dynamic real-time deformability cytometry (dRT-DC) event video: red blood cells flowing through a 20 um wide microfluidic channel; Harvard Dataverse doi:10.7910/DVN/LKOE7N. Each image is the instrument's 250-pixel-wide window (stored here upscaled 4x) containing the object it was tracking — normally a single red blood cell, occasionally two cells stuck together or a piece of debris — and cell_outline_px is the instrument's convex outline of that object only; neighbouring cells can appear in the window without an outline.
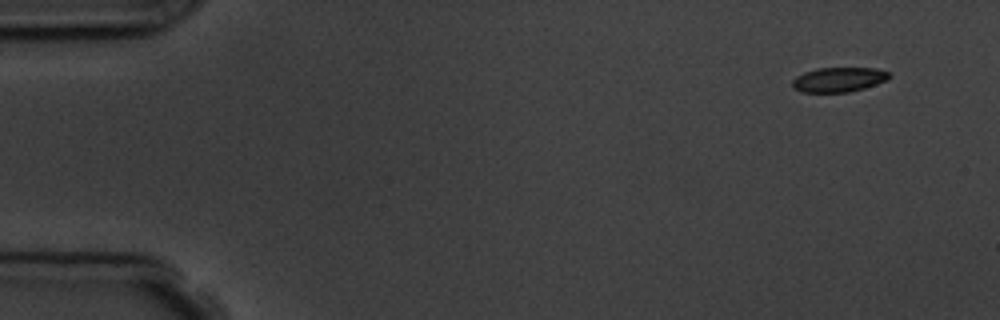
{"species": "common noctule bat (a hibernating species)", "species_latin": "Nyctalus noctula", "temperature_condition": "room temperature", "stored_images_in_passage": 7, "camera_frame_rate_fps": 3000, "um_per_image_px": 0.085, "animal": {"sex": "male", "body_mass_g": 19.5, "forearm_length_mm": 54.6}, "frame": {"image": 1, "passage_image": 1, "time_ms": 0.0, "image_size_px": [1000, 320], "cell_outline_px": [[892, 76], [888, 80], [864, 88], [848, 92], [800, 92], [792, 88], [792, 80], [796, 76], [804, 72], [816, 68], [876, 68], [888, 72]], "centroid_in_image_um": [71.27, 6.76], "position_along_channel_um": 13.7, "area_um2": 14.05}}
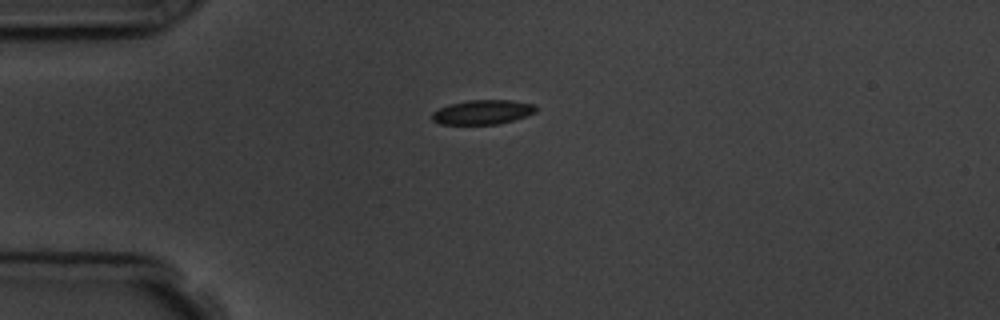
{"frame": {"image": 2, "passage_image": 4, "time_ms": 3.333, "image_size_px": [1000, 320], "cell_outline_px": [[536, 112], [500, 124], [440, 124], [432, 120], [432, 112], [448, 104], [468, 100], [512, 100], [536, 104]], "centroid_in_image_um": [41.02, 9.52], "position_along_channel_um": 44.0, "area_um2": 14.8}}